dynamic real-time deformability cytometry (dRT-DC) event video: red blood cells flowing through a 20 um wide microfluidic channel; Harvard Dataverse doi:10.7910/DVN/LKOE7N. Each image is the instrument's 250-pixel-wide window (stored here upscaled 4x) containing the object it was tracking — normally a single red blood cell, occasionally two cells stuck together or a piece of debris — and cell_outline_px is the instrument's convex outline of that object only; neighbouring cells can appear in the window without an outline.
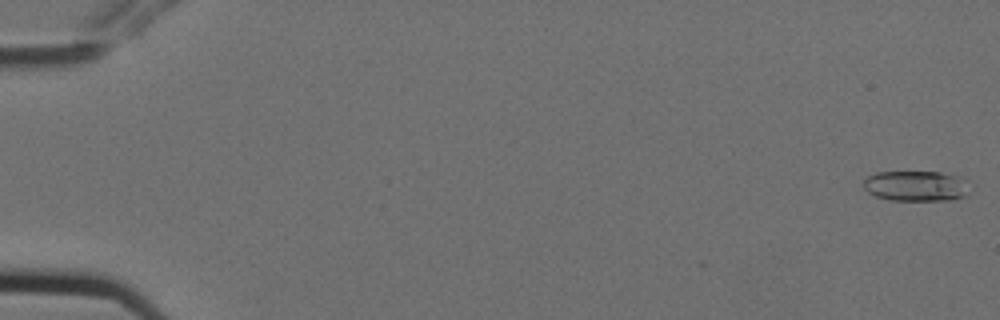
{"species": "Egyptian fruit bat (a non-hibernating species)", "species_latin": "Rousettus aegyptiacus", "temperature_condition": "cold", "stored_images_in_passage": 6, "camera_frame_rate_fps": 3000, "um_per_image_px": 0.085, "animal": {"sex": "female"}, "frame": {"image": 1, "passage_image": 1, "time_ms": 0.0, "image_size_px": [1000, 320], "cell_outline_px": [[968, 192], [964, 196], [948, 200], [892, 200], [876, 196], [868, 192], [864, 188], [864, 180], [868, 176], [876, 172], [940, 172], [960, 176]], "centroid_in_image_um": [77.81, 15.8], "position_along_channel_um": 7.2, "area_um2": 18.5}}